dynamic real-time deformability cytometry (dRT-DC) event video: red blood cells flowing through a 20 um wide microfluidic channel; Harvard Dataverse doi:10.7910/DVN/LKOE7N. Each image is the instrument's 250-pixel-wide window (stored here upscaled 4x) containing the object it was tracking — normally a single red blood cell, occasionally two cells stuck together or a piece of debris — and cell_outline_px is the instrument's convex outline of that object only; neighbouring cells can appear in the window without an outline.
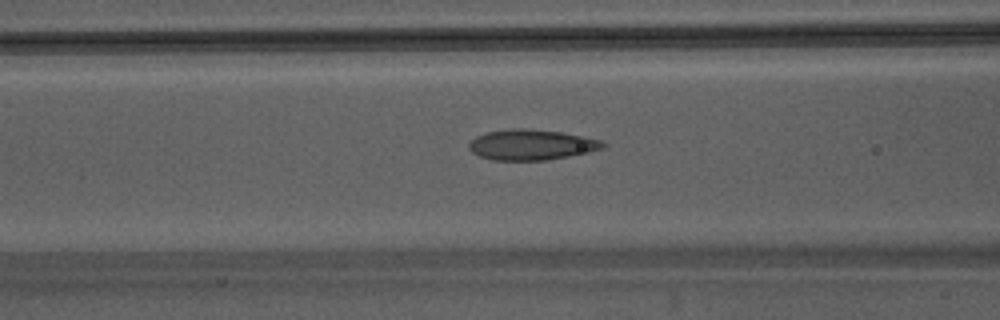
{"species": "Egyptian fruit bat (a non-hibernating species)", "species_latin": "Rousettus aegyptiacus", "temperature_condition": "warm", "stored_images_in_passage": 11, "camera_frame_rate_fps": 3000, "um_per_image_px": 0.085, "animal": {"sex": "male"}, "frame": {"image": 1, "passage_image": 7, "time_ms": 2.0, "image_size_px": [1000, 320], "cell_outline_px": [[608, 144], [600, 148], [588, 152], [568, 156], [544, 160], [492, 160], [480, 156], [472, 152], [468, 148], [468, 144], [476, 136], [488, 132], [512, 128], [524, 128], [560, 132], [584, 136], [600, 140]], "centroid_in_image_um": [45.14, 12.3], "position_along_channel_um": 121.5, "area_um2": 23.58}}